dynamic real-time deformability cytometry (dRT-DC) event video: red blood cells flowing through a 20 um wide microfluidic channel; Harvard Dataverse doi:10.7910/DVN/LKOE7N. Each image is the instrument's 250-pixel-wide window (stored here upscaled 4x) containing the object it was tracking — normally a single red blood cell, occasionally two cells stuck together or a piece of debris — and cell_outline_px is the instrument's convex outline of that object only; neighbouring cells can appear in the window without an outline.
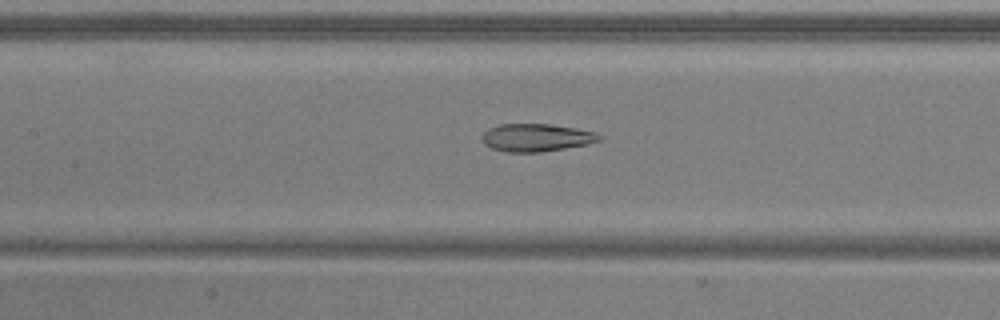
{"species": "common noctule bat (a hibernating species)", "species_latin": "Nyctalus noctula", "temperature_condition": "warm", "stored_images_in_passage": 52, "camera_frame_rate_fps": 3000, "um_per_image_px": 0.085, "animal": {"sex": "male", "body_mass_g": 20.5, "forearm_length_mm": 52.5}, "frame": {"image": 1, "passage_image": 24, "time_ms": 7.667, "image_size_px": [1000, 320], "cell_outline_px": [[604, 136], [600, 140], [588, 144], [540, 152], [504, 152], [492, 148], [484, 144], [484, 132], [488, 128], [500, 124], [552, 124], [576, 128], [596, 132]], "centroid_in_image_um": [45.62, 11.69], "position_along_channel_um": 161.8, "area_um2": 18.96}}
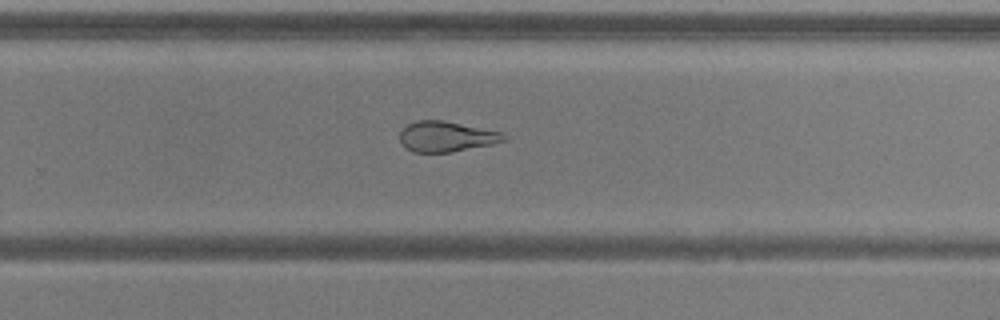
{"frame": {"image": 2, "passage_image": 34, "time_ms": 11.0, "image_size_px": [1000, 320], "cell_outline_px": [[504, 140], [492, 144], [452, 152], [412, 152], [400, 144], [400, 132], [408, 124], [416, 120], [444, 120], [500, 132], [504, 136]], "centroid_in_image_um": [37.87, 11.61], "position_along_channel_um": 291.9, "area_um2": 18.26}}
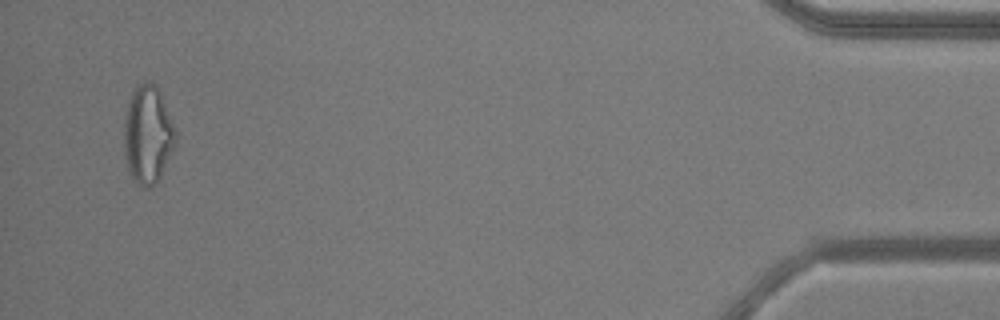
{"frame": {"image": 3, "passage_image": 50, "time_ms": 16.333, "image_size_px": [1000, 320], "cell_outline_px": [[176, 144], [156, 184], [148, 188], [144, 188], [128, 172], [124, 160], [124, 116], [128, 100], [136, 84], [152, 84], [160, 92], [176, 128]], "centroid_in_image_um": [12.55, 11.47], "position_along_channel_um": 422.7, "area_um2": 29.54}, "authors_computed_cell_mechanics": {"area_um2": 23.7269, "velocity_mm_per_s": 3.9213, "shape_relaxation_time_tau1_ms": null, "shape_relaxation_time_tau2_ms": 1.515, "deformation_change_tau1": null, "deformation_change_tau2": 0.096}}